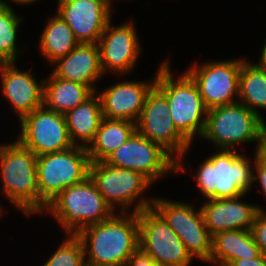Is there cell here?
Segmentation results:
<instances>
[{
    "instance_id": "cell-16",
    "label": "cell",
    "mask_w": 266,
    "mask_h": 266,
    "mask_svg": "<svg viewBox=\"0 0 266 266\" xmlns=\"http://www.w3.org/2000/svg\"><path fill=\"white\" fill-rule=\"evenodd\" d=\"M153 81H123L98 94L103 118L129 120L134 123L142 112L147 93L155 85Z\"/></svg>"
},
{
    "instance_id": "cell-20",
    "label": "cell",
    "mask_w": 266,
    "mask_h": 266,
    "mask_svg": "<svg viewBox=\"0 0 266 266\" xmlns=\"http://www.w3.org/2000/svg\"><path fill=\"white\" fill-rule=\"evenodd\" d=\"M135 124L137 133L161 145L177 160V172L184 171L182 158L191 143L177 130L172 118H138Z\"/></svg>"
},
{
    "instance_id": "cell-9",
    "label": "cell",
    "mask_w": 266,
    "mask_h": 266,
    "mask_svg": "<svg viewBox=\"0 0 266 266\" xmlns=\"http://www.w3.org/2000/svg\"><path fill=\"white\" fill-rule=\"evenodd\" d=\"M152 208L179 236L191 257L209 263L212 237L206 228L201 208L194 210L190 204L154 198Z\"/></svg>"
},
{
    "instance_id": "cell-35",
    "label": "cell",
    "mask_w": 266,
    "mask_h": 266,
    "mask_svg": "<svg viewBox=\"0 0 266 266\" xmlns=\"http://www.w3.org/2000/svg\"><path fill=\"white\" fill-rule=\"evenodd\" d=\"M264 65H266V43L264 44L262 53H261V57H260V61H258Z\"/></svg>"
},
{
    "instance_id": "cell-14",
    "label": "cell",
    "mask_w": 266,
    "mask_h": 266,
    "mask_svg": "<svg viewBox=\"0 0 266 266\" xmlns=\"http://www.w3.org/2000/svg\"><path fill=\"white\" fill-rule=\"evenodd\" d=\"M110 6V0H58L57 15L79 43L97 44L111 20Z\"/></svg>"
},
{
    "instance_id": "cell-31",
    "label": "cell",
    "mask_w": 266,
    "mask_h": 266,
    "mask_svg": "<svg viewBox=\"0 0 266 266\" xmlns=\"http://www.w3.org/2000/svg\"><path fill=\"white\" fill-rule=\"evenodd\" d=\"M254 156H255L254 169L256 171V174H253V182L259 180V183L262 188L261 192H263L264 195L266 196V159L261 157L256 150ZM257 211L266 214V212L261 207L258 206H257Z\"/></svg>"
},
{
    "instance_id": "cell-29",
    "label": "cell",
    "mask_w": 266,
    "mask_h": 266,
    "mask_svg": "<svg viewBox=\"0 0 266 266\" xmlns=\"http://www.w3.org/2000/svg\"><path fill=\"white\" fill-rule=\"evenodd\" d=\"M169 117V105L164 94L154 85L147 93L139 118Z\"/></svg>"
},
{
    "instance_id": "cell-7",
    "label": "cell",
    "mask_w": 266,
    "mask_h": 266,
    "mask_svg": "<svg viewBox=\"0 0 266 266\" xmlns=\"http://www.w3.org/2000/svg\"><path fill=\"white\" fill-rule=\"evenodd\" d=\"M262 120L240 102L215 107L208 110L202 138L215 144L216 148L225 150H233L236 145L254 141L258 143V151Z\"/></svg>"
},
{
    "instance_id": "cell-19",
    "label": "cell",
    "mask_w": 266,
    "mask_h": 266,
    "mask_svg": "<svg viewBox=\"0 0 266 266\" xmlns=\"http://www.w3.org/2000/svg\"><path fill=\"white\" fill-rule=\"evenodd\" d=\"M54 64L57 66L52 73L56 77L84 84L93 92H97L94 83L104 75L97 44L79 43Z\"/></svg>"
},
{
    "instance_id": "cell-26",
    "label": "cell",
    "mask_w": 266,
    "mask_h": 266,
    "mask_svg": "<svg viewBox=\"0 0 266 266\" xmlns=\"http://www.w3.org/2000/svg\"><path fill=\"white\" fill-rule=\"evenodd\" d=\"M40 50L52 64L66 56L79 42L72 29L58 15H54L46 24L40 36Z\"/></svg>"
},
{
    "instance_id": "cell-11",
    "label": "cell",
    "mask_w": 266,
    "mask_h": 266,
    "mask_svg": "<svg viewBox=\"0 0 266 266\" xmlns=\"http://www.w3.org/2000/svg\"><path fill=\"white\" fill-rule=\"evenodd\" d=\"M139 247L159 266H189L191 255L179 236L153 209L138 213Z\"/></svg>"
},
{
    "instance_id": "cell-34",
    "label": "cell",
    "mask_w": 266,
    "mask_h": 266,
    "mask_svg": "<svg viewBox=\"0 0 266 266\" xmlns=\"http://www.w3.org/2000/svg\"><path fill=\"white\" fill-rule=\"evenodd\" d=\"M257 152L261 157L266 159V122L264 119L260 126V143Z\"/></svg>"
},
{
    "instance_id": "cell-15",
    "label": "cell",
    "mask_w": 266,
    "mask_h": 266,
    "mask_svg": "<svg viewBox=\"0 0 266 266\" xmlns=\"http://www.w3.org/2000/svg\"><path fill=\"white\" fill-rule=\"evenodd\" d=\"M111 25L110 20L97 43L101 67L104 74L111 71L125 75L134 68L141 52L137 31L132 21Z\"/></svg>"
},
{
    "instance_id": "cell-17",
    "label": "cell",
    "mask_w": 266,
    "mask_h": 266,
    "mask_svg": "<svg viewBox=\"0 0 266 266\" xmlns=\"http://www.w3.org/2000/svg\"><path fill=\"white\" fill-rule=\"evenodd\" d=\"M3 96L14 107L19 121L43 105L44 80L36 82L31 70L21 72L16 63H3L0 68Z\"/></svg>"
},
{
    "instance_id": "cell-24",
    "label": "cell",
    "mask_w": 266,
    "mask_h": 266,
    "mask_svg": "<svg viewBox=\"0 0 266 266\" xmlns=\"http://www.w3.org/2000/svg\"><path fill=\"white\" fill-rule=\"evenodd\" d=\"M136 132L129 120L103 118L93 142L87 148L91 162H103Z\"/></svg>"
},
{
    "instance_id": "cell-32",
    "label": "cell",
    "mask_w": 266,
    "mask_h": 266,
    "mask_svg": "<svg viewBox=\"0 0 266 266\" xmlns=\"http://www.w3.org/2000/svg\"><path fill=\"white\" fill-rule=\"evenodd\" d=\"M123 266H159L154 259L140 247L130 256Z\"/></svg>"
},
{
    "instance_id": "cell-22",
    "label": "cell",
    "mask_w": 266,
    "mask_h": 266,
    "mask_svg": "<svg viewBox=\"0 0 266 266\" xmlns=\"http://www.w3.org/2000/svg\"><path fill=\"white\" fill-rule=\"evenodd\" d=\"M95 95L97 93L94 92L82 104L64 114L68 134L74 146L88 148L96 136L103 112L100 98ZM79 140L81 142L76 143Z\"/></svg>"
},
{
    "instance_id": "cell-36",
    "label": "cell",
    "mask_w": 266,
    "mask_h": 266,
    "mask_svg": "<svg viewBox=\"0 0 266 266\" xmlns=\"http://www.w3.org/2000/svg\"><path fill=\"white\" fill-rule=\"evenodd\" d=\"M12 2H15L17 4H31L32 2L36 1V0H11Z\"/></svg>"
},
{
    "instance_id": "cell-2",
    "label": "cell",
    "mask_w": 266,
    "mask_h": 266,
    "mask_svg": "<svg viewBox=\"0 0 266 266\" xmlns=\"http://www.w3.org/2000/svg\"><path fill=\"white\" fill-rule=\"evenodd\" d=\"M156 73L155 86L164 94L169 105V117L177 130L192 144L195 135H203L208 109L196 83L184 72L173 80L169 62H162ZM204 116V118H203Z\"/></svg>"
},
{
    "instance_id": "cell-25",
    "label": "cell",
    "mask_w": 266,
    "mask_h": 266,
    "mask_svg": "<svg viewBox=\"0 0 266 266\" xmlns=\"http://www.w3.org/2000/svg\"><path fill=\"white\" fill-rule=\"evenodd\" d=\"M238 97V102L261 117L256 108L266 109V65L247 60L242 63Z\"/></svg>"
},
{
    "instance_id": "cell-18",
    "label": "cell",
    "mask_w": 266,
    "mask_h": 266,
    "mask_svg": "<svg viewBox=\"0 0 266 266\" xmlns=\"http://www.w3.org/2000/svg\"><path fill=\"white\" fill-rule=\"evenodd\" d=\"M240 198L208 199L200 207L211 237L229 230H251L257 206L241 202Z\"/></svg>"
},
{
    "instance_id": "cell-1",
    "label": "cell",
    "mask_w": 266,
    "mask_h": 266,
    "mask_svg": "<svg viewBox=\"0 0 266 266\" xmlns=\"http://www.w3.org/2000/svg\"><path fill=\"white\" fill-rule=\"evenodd\" d=\"M129 213L114 214L76 234L84 247L86 266H123L139 248L138 213Z\"/></svg>"
},
{
    "instance_id": "cell-3",
    "label": "cell",
    "mask_w": 266,
    "mask_h": 266,
    "mask_svg": "<svg viewBox=\"0 0 266 266\" xmlns=\"http://www.w3.org/2000/svg\"><path fill=\"white\" fill-rule=\"evenodd\" d=\"M237 150L218 149L209 156L193 177L207 199L244 197L253 182L250 159Z\"/></svg>"
},
{
    "instance_id": "cell-27",
    "label": "cell",
    "mask_w": 266,
    "mask_h": 266,
    "mask_svg": "<svg viewBox=\"0 0 266 266\" xmlns=\"http://www.w3.org/2000/svg\"><path fill=\"white\" fill-rule=\"evenodd\" d=\"M22 19L8 2L0 0V60L3 63L16 62L19 50L16 45L17 29Z\"/></svg>"
},
{
    "instance_id": "cell-5",
    "label": "cell",
    "mask_w": 266,
    "mask_h": 266,
    "mask_svg": "<svg viewBox=\"0 0 266 266\" xmlns=\"http://www.w3.org/2000/svg\"><path fill=\"white\" fill-rule=\"evenodd\" d=\"M3 193L24 215L39 213L37 156L17 140L0 146Z\"/></svg>"
},
{
    "instance_id": "cell-8",
    "label": "cell",
    "mask_w": 266,
    "mask_h": 266,
    "mask_svg": "<svg viewBox=\"0 0 266 266\" xmlns=\"http://www.w3.org/2000/svg\"><path fill=\"white\" fill-rule=\"evenodd\" d=\"M89 176L113 210L120 205L121 212L125 213L126 208L134 202L137 203L133 208L134 213L152 208L154 197L150 201L141 197L152 184L142 173L113 167L103 161L90 163ZM137 199H139L138 202H136Z\"/></svg>"
},
{
    "instance_id": "cell-28",
    "label": "cell",
    "mask_w": 266,
    "mask_h": 266,
    "mask_svg": "<svg viewBox=\"0 0 266 266\" xmlns=\"http://www.w3.org/2000/svg\"><path fill=\"white\" fill-rule=\"evenodd\" d=\"M44 266H86L84 247L76 234H69Z\"/></svg>"
},
{
    "instance_id": "cell-33",
    "label": "cell",
    "mask_w": 266,
    "mask_h": 266,
    "mask_svg": "<svg viewBox=\"0 0 266 266\" xmlns=\"http://www.w3.org/2000/svg\"><path fill=\"white\" fill-rule=\"evenodd\" d=\"M227 266H266V255L261 254L256 258H246L231 261Z\"/></svg>"
},
{
    "instance_id": "cell-4",
    "label": "cell",
    "mask_w": 266,
    "mask_h": 266,
    "mask_svg": "<svg viewBox=\"0 0 266 266\" xmlns=\"http://www.w3.org/2000/svg\"><path fill=\"white\" fill-rule=\"evenodd\" d=\"M46 209L67 234H77L84 227L105 221L115 214L90 176L64 189Z\"/></svg>"
},
{
    "instance_id": "cell-23",
    "label": "cell",
    "mask_w": 266,
    "mask_h": 266,
    "mask_svg": "<svg viewBox=\"0 0 266 266\" xmlns=\"http://www.w3.org/2000/svg\"><path fill=\"white\" fill-rule=\"evenodd\" d=\"M48 80H44L43 105L60 114L74 109L94 93L84 84L58 78L53 73Z\"/></svg>"
},
{
    "instance_id": "cell-6",
    "label": "cell",
    "mask_w": 266,
    "mask_h": 266,
    "mask_svg": "<svg viewBox=\"0 0 266 266\" xmlns=\"http://www.w3.org/2000/svg\"><path fill=\"white\" fill-rule=\"evenodd\" d=\"M90 163L87 148L80 146L37 156L39 214L64 189L89 177Z\"/></svg>"
},
{
    "instance_id": "cell-21",
    "label": "cell",
    "mask_w": 266,
    "mask_h": 266,
    "mask_svg": "<svg viewBox=\"0 0 266 266\" xmlns=\"http://www.w3.org/2000/svg\"><path fill=\"white\" fill-rule=\"evenodd\" d=\"M261 254L251 230H229L212 237L209 263L227 266L231 261L256 258Z\"/></svg>"
},
{
    "instance_id": "cell-12",
    "label": "cell",
    "mask_w": 266,
    "mask_h": 266,
    "mask_svg": "<svg viewBox=\"0 0 266 266\" xmlns=\"http://www.w3.org/2000/svg\"><path fill=\"white\" fill-rule=\"evenodd\" d=\"M245 60H225L193 64L185 71L196 83L206 108L230 105L238 102L239 73Z\"/></svg>"
},
{
    "instance_id": "cell-10",
    "label": "cell",
    "mask_w": 266,
    "mask_h": 266,
    "mask_svg": "<svg viewBox=\"0 0 266 266\" xmlns=\"http://www.w3.org/2000/svg\"><path fill=\"white\" fill-rule=\"evenodd\" d=\"M104 162L117 168L142 173L152 183L169 171L177 172V160L161 145L135 132Z\"/></svg>"
},
{
    "instance_id": "cell-13",
    "label": "cell",
    "mask_w": 266,
    "mask_h": 266,
    "mask_svg": "<svg viewBox=\"0 0 266 266\" xmlns=\"http://www.w3.org/2000/svg\"><path fill=\"white\" fill-rule=\"evenodd\" d=\"M21 134L17 141L36 156L60 152L74 146L70 140L64 114L44 105L20 120Z\"/></svg>"
},
{
    "instance_id": "cell-30",
    "label": "cell",
    "mask_w": 266,
    "mask_h": 266,
    "mask_svg": "<svg viewBox=\"0 0 266 266\" xmlns=\"http://www.w3.org/2000/svg\"><path fill=\"white\" fill-rule=\"evenodd\" d=\"M251 232L255 243L260 248L262 254L266 255V214L257 212L251 227Z\"/></svg>"
}]
</instances>
